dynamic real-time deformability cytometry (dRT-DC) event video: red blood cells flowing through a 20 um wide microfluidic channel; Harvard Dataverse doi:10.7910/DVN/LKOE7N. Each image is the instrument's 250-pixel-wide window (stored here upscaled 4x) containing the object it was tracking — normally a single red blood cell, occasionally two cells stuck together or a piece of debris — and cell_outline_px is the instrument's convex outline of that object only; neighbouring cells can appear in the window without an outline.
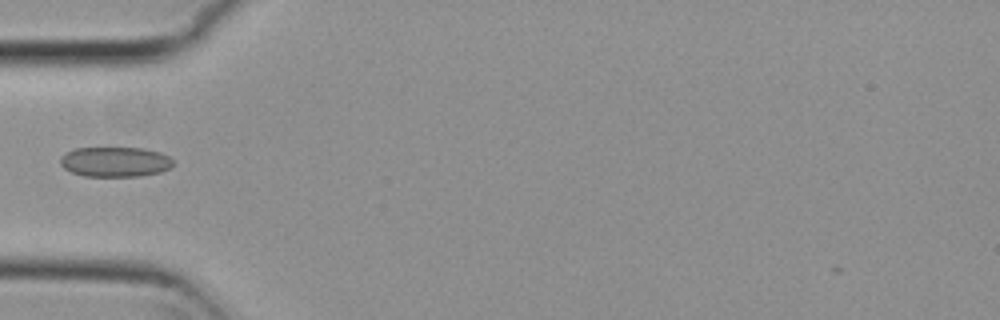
{"species": "common noctule bat (a hibernating species)", "species_latin": "Nyctalus noctula", "temperature_condition": "cold", "stored_images_in_passage": 37, "camera_frame_rate_fps": 3000, "um_per_image_px": 0.085, "animal": {"sex": "female", "body_mass_g": 29.2, "forearm_length_mm": 56.3}, "frame": {"image": 1, "passage_image": 1, "time_ms": 0.0, "image_size_px": [1000, 320], "cell_outline_px": [[172, 164], [168, 168], [160, 172], [140, 176], [84, 176], [72, 172], [64, 168], [60, 164], [60, 156], [64, 152], [76, 148], [144, 148], [160, 152], [168, 156], [172, 160]], "centroid_in_image_um": [9.74, 13.75], "position_along_channel_um": 75.3, "area_um2": 19.71}}
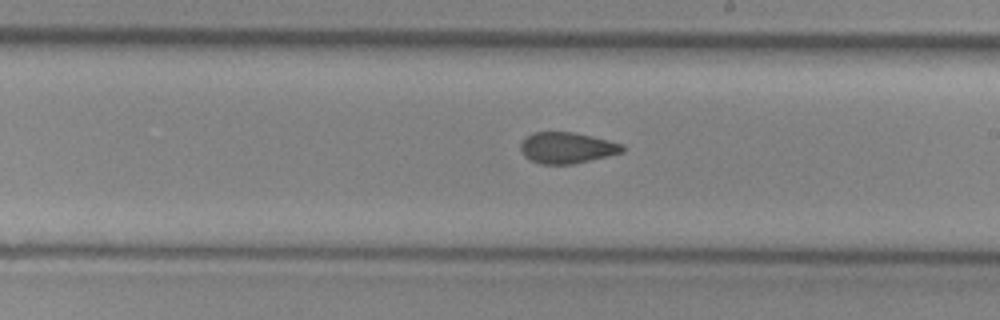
{"frame": {"image": 2, "passage_image": 14, "time_ms": 4.333, "image_size_px": [1000, 320], "cell_outline_px": [[624, 152], [608, 156], [572, 164], [540, 164], [524, 156], [520, 152], [520, 144], [532, 132], [572, 132], [592, 136], [624, 144]], "centroid_in_image_um": [48.19, 12.56], "position_along_channel_um": 240.8, "area_um2": 18.44}}
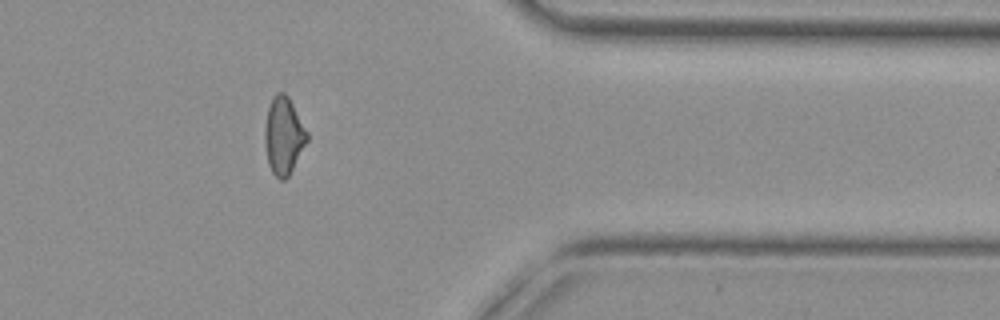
{"frame": {"image": 3, "passage_image": 27, "time_ms": 8.667, "image_size_px": [1000, 320], "cell_outline_px": [[308, 140], [288, 176], [284, 180], [280, 180], [272, 172], [268, 164], [264, 144], [264, 128], [268, 108], [272, 96], [276, 92], [284, 92], [288, 96], [308, 132]], "centroid_in_image_um": [24.09, 11.52], "position_along_channel_um": 387.3, "area_um2": 19.07}}